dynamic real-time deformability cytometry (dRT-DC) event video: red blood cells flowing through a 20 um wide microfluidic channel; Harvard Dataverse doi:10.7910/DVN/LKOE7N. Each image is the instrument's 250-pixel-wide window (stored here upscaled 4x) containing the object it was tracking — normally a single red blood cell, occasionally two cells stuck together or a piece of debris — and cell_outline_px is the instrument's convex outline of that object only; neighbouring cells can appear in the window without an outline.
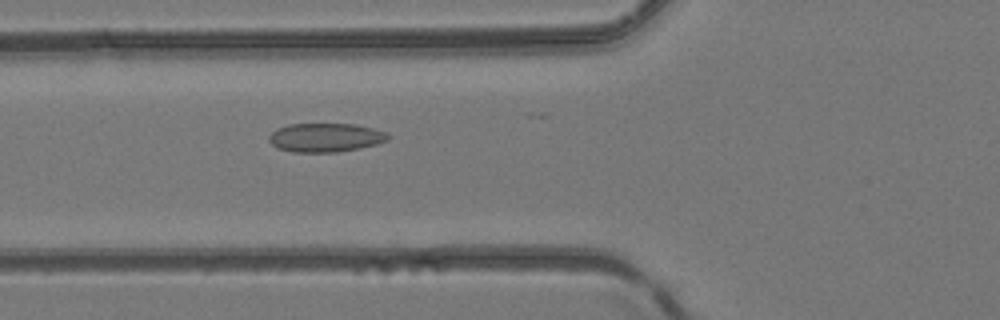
{"species": "common noctule bat (a hibernating species)", "species_latin": "Nyctalus noctula", "temperature_condition": "room temperature", "stored_images_in_passage": 48, "camera_frame_rate_fps": 3000, "um_per_image_px": 0.085, "animal": {"sex": "female", "body_mass_g": 24.6, "forearm_length_mm": 56.2}, "frame": {"image": 1, "passage_image": 19, "time_ms": 6.0, "image_size_px": [1000, 320], "cell_outline_px": [[392, 136], [388, 140], [376, 144], [360, 148], [336, 152], [292, 152], [276, 148], [268, 140], [268, 136], [276, 128], [288, 124], [352, 124], [372, 128], [388, 132]], "centroid_in_image_um": [27.66, 11.69], "position_along_channel_um": 98.1, "area_um2": 20.17}}
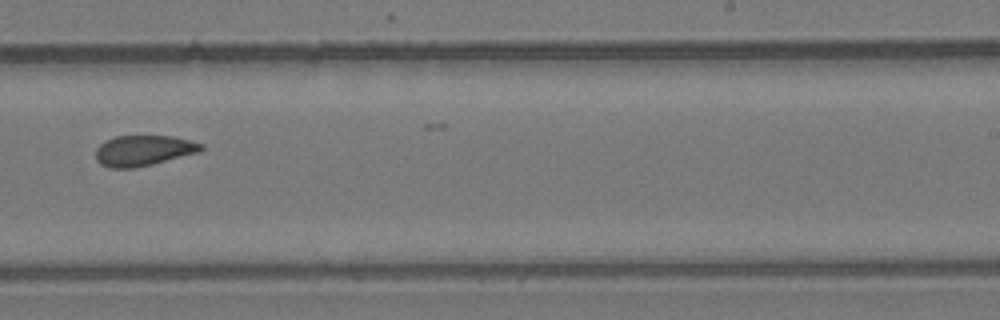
{"frame": {"image": 2, "passage_image": 31, "time_ms": 10.0, "image_size_px": [1000, 320], "cell_outline_px": [[204, 148], [200, 152], [136, 168], [108, 168], [100, 164], [96, 160], [96, 148], [100, 144], [116, 136], [172, 136], [204, 144]], "centroid_in_image_um": [12.19, 12.81], "position_along_channel_um": 276.8, "area_um2": 18.79}}
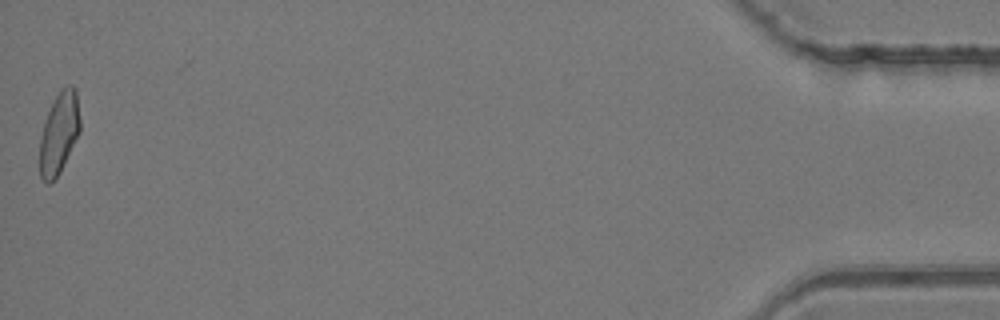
{"frame": {"image": 3, "passage_image": 48, "time_ms": 15.667, "image_size_px": [1000, 320], "cell_outline_px": [[80, 132], [60, 172], [48, 184], [44, 184], [40, 176], [40, 136], [52, 100], [60, 88], [68, 84], [72, 84], [76, 88], [80, 120]], "centroid_in_image_um": [5.03, 11.27], "position_along_channel_um": 430.2, "area_um2": 19.36}}